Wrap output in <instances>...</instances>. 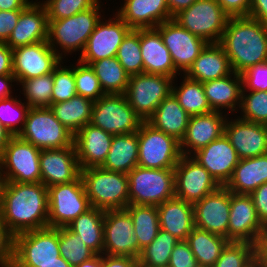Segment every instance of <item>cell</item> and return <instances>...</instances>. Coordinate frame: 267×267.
<instances>
[{
    "instance_id": "003e7915",
    "label": "cell",
    "mask_w": 267,
    "mask_h": 267,
    "mask_svg": "<svg viewBox=\"0 0 267 267\" xmlns=\"http://www.w3.org/2000/svg\"><path fill=\"white\" fill-rule=\"evenodd\" d=\"M12 137L11 134L4 128V126L0 123V154L3 149L6 147L9 139Z\"/></svg>"
},
{
    "instance_id": "9c48e42d",
    "label": "cell",
    "mask_w": 267,
    "mask_h": 267,
    "mask_svg": "<svg viewBox=\"0 0 267 267\" xmlns=\"http://www.w3.org/2000/svg\"><path fill=\"white\" fill-rule=\"evenodd\" d=\"M49 227H67L92 208L81 176L70 183L47 187Z\"/></svg>"
},
{
    "instance_id": "7402d4cb",
    "label": "cell",
    "mask_w": 267,
    "mask_h": 267,
    "mask_svg": "<svg viewBox=\"0 0 267 267\" xmlns=\"http://www.w3.org/2000/svg\"><path fill=\"white\" fill-rule=\"evenodd\" d=\"M193 154L220 186L228 183L240 160L225 134Z\"/></svg>"
},
{
    "instance_id": "484cf974",
    "label": "cell",
    "mask_w": 267,
    "mask_h": 267,
    "mask_svg": "<svg viewBox=\"0 0 267 267\" xmlns=\"http://www.w3.org/2000/svg\"><path fill=\"white\" fill-rule=\"evenodd\" d=\"M112 134L90 123L74 135V146L81 170L100 167L109 153Z\"/></svg>"
},
{
    "instance_id": "277c9868",
    "label": "cell",
    "mask_w": 267,
    "mask_h": 267,
    "mask_svg": "<svg viewBox=\"0 0 267 267\" xmlns=\"http://www.w3.org/2000/svg\"><path fill=\"white\" fill-rule=\"evenodd\" d=\"M99 1L87 10L61 20H48V44L61 58L62 54L55 47L59 45L63 52L84 50L87 40L101 20Z\"/></svg>"
},
{
    "instance_id": "e575fe53",
    "label": "cell",
    "mask_w": 267,
    "mask_h": 267,
    "mask_svg": "<svg viewBox=\"0 0 267 267\" xmlns=\"http://www.w3.org/2000/svg\"><path fill=\"white\" fill-rule=\"evenodd\" d=\"M104 213L105 210L92 207L67 226L97 255H103Z\"/></svg>"
},
{
    "instance_id": "d4e9b609",
    "label": "cell",
    "mask_w": 267,
    "mask_h": 267,
    "mask_svg": "<svg viewBox=\"0 0 267 267\" xmlns=\"http://www.w3.org/2000/svg\"><path fill=\"white\" fill-rule=\"evenodd\" d=\"M226 120L221 111L190 116L185 136L180 142L182 155L190 156L191 151L195 153L220 138L224 134Z\"/></svg>"
},
{
    "instance_id": "4316f807",
    "label": "cell",
    "mask_w": 267,
    "mask_h": 267,
    "mask_svg": "<svg viewBox=\"0 0 267 267\" xmlns=\"http://www.w3.org/2000/svg\"><path fill=\"white\" fill-rule=\"evenodd\" d=\"M117 15L131 29L156 28L173 18L166 0H125Z\"/></svg>"
},
{
    "instance_id": "9f6ffc18",
    "label": "cell",
    "mask_w": 267,
    "mask_h": 267,
    "mask_svg": "<svg viewBox=\"0 0 267 267\" xmlns=\"http://www.w3.org/2000/svg\"><path fill=\"white\" fill-rule=\"evenodd\" d=\"M252 0H217L229 17L248 16Z\"/></svg>"
},
{
    "instance_id": "83f0119b",
    "label": "cell",
    "mask_w": 267,
    "mask_h": 267,
    "mask_svg": "<svg viewBox=\"0 0 267 267\" xmlns=\"http://www.w3.org/2000/svg\"><path fill=\"white\" fill-rule=\"evenodd\" d=\"M140 48L144 73L175 78L177 70L171 54L155 28L140 29Z\"/></svg>"
},
{
    "instance_id": "30bf717a",
    "label": "cell",
    "mask_w": 267,
    "mask_h": 267,
    "mask_svg": "<svg viewBox=\"0 0 267 267\" xmlns=\"http://www.w3.org/2000/svg\"><path fill=\"white\" fill-rule=\"evenodd\" d=\"M173 81V78L162 74L131 75L124 95L141 120L147 121L172 93Z\"/></svg>"
},
{
    "instance_id": "8992f818",
    "label": "cell",
    "mask_w": 267,
    "mask_h": 267,
    "mask_svg": "<svg viewBox=\"0 0 267 267\" xmlns=\"http://www.w3.org/2000/svg\"><path fill=\"white\" fill-rule=\"evenodd\" d=\"M18 137L40 150L74 145V135L56 119L50 108L30 107Z\"/></svg>"
},
{
    "instance_id": "ba28073f",
    "label": "cell",
    "mask_w": 267,
    "mask_h": 267,
    "mask_svg": "<svg viewBox=\"0 0 267 267\" xmlns=\"http://www.w3.org/2000/svg\"><path fill=\"white\" fill-rule=\"evenodd\" d=\"M59 228L45 227L14 236L12 267H39V264L57 261Z\"/></svg>"
},
{
    "instance_id": "816d5d0a",
    "label": "cell",
    "mask_w": 267,
    "mask_h": 267,
    "mask_svg": "<svg viewBox=\"0 0 267 267\" xmlns=\"http://www.w3.org/2000/svg\"><path fill=\"white\" fill-rule=\"evenodd\" d=\"M243 89L267 91V62L254 65L241 74Z\"/></svg>"
},
{
    "instance_id": "52a82bcc",
    "label": "cell",
    "mask_w": 267,
    "mask_h": 267,
    "mask_svg": "<svg viewBox=\"0 0 267 267\" xmlns=\"http://www.w3.org/2000/svg\"><path fill=\"white\" fill-rule=\"evenodd\" d=\"M138 135V166L149 169H174L182 157L180 142L143 121Z\"/></svg>"
},
{
    "instance_id": "74e56055",
    "label": "cell",
    "mask_w": 267,
    "mask_h": 267,
    "mask_svg": "<svg viewBox=\"0 0 267 267\" xmlns=\"http://www.w3.org/2000/svg\"><path fill=\"white\" fill-rule=\"evenodd\" d=\"M125 210L132 218L134 236L137 238L140 255L141 250L155 239L160 230L157 206L129 204Z\"/></svg>"
},
{
    "instance_id": "cb8c5ba5",
    "label": "cell",
    "mask_w": 267,
    "mask_h": 267,
    "mask_svg": "<svg viewBox=\"0 0 267 267\" xmlns=\"http://www.w3.org/2000/svg\"><path fill=\"white\" fill-rule=\"evenodd\" d=\"M33 1L20 13L17 25L5 42L12 50L48 39V16L45 6Z\"/></svg>"
},
{
    "instance_id": "f546056e",
    "label": "cell",
    "mask_w": 267,
    "mask_h": 267,
    "mask_svg": "<svg viewBox=\"0 0 267 267\" xmlns=\"http://www.w3.org/2000/svg\"><path fill=\"white\" fill-rule=\"evenodd\" d=\"M160 229L179 240H186L194 226V206L173 197L157 206Z\"/></svg>"
},
{
    "instance_id": "a7ac6f4b",
    "label": "cell",
    "mask_w": 267,
    "mask_h": 267,
    "mask_svg": "<svg viewBox=\"0 0 267 267\" xmlns=\"http://www.w3.org/2000/svg\"><path fill=\"white\" fill-rule=\"evenodd\" d=\"M76 267H102V255H96L90 260L82 262Z\"/></svg>"
},
{
    "instance_id": "60d3db41",
    "label": "cell",
    "mask_w": 267,
    "mask_h": 267,
    "mask_svg": "<svg viewBox=\"0 0 267 267\" xmlns=\"http://www.w3.org/2000/svg\"><path fill=\"white\" fill-rule=\"evenodd\" d=\"M178 242L175 236L160 229L155 239L141 250L138 266L168 267L171 252Z\"/></svg>"
},
{
    "instance_id": "d590c367",
    "label": "cell",
    "mask_w": 267,
    "mask_h": 267,
    "mask_svg": "<svg viewBox=\"0 0 267 267\" xmlns=\"http://www.w3.org/2000/svg\"><path fill=\"white\" fill-rule=\"evenodd\" d=\"M93 101L76 95L68 101L50 105L56 119L61 122L73 135L90 123Z\"/></svg>"
},
{
    "instance_id": "ac0fdd59",
    "label": "cell",
    "mask_w": 267,
    "mask_h": 267,
    "mask_svg": "<svg viewBox=\"0 0 267 267\" xmlns=\"http://www.w3.org/2000/svg\"><path fill=\"white\" fill-rule=\"evenodd\" d=\"M107 22L100 20L97 23L78 61L90 65L94 61L116 57L120 44L131 28L117 14Z\"/></svg>"
},
{
    "instance_id": "bcb514c9",
    "label": "cell",
    "mask_w": 267,
    "mask_h": 267,
    "mask_svg": "<svg viewBox=\"0 0 267 267\" xmlns=\"http://www.w3.org/2000/svg\"><path fill=\"white\" fill-rule=\"evenodd\" d=\"M29 106L21 101L8 97L0 99V123L12 136H18L22 131ZM13 110V111H12ZM21 123V126H16Z\"/></svg>"
},
{
    "instance_id": "7c38bea8",
    "label": "cell",
    "mask_w": 267,
    "mask_h": 267,
    "mask_svg": "<svg viewBox=\"0 0 267 267\" xmlns=\"http://www.w3.org/2000/svg\"><path fill=\"white\" fill-rule=\"evenodd\" d=\"M40 153L31 143L12 136L0 154L4 182L40 183Z\"/></svg>"
},
{
    "instance_id": "ab89813d",
    "label": "cell",
    "mask_w": 267,
    "mask_h": 267,
    "mask_svg": "<svg viewBox=\"0 0 267 267\" xmlns=\"http://www.w3.org/2000/svg\"><path fill=\"white\" fill-rule=\"evenodd\" d=\"M179 88L172 86V94L180 106L190 115H201L212 112L208 104L202 83L188 77L183 78Z\"/></svg>"
},
{
    "instance_id": "7a4b0ae2",
    "label": "cell",
    "mask_w": 267,
    "mask_h": 267,
    "mask_svg": "<svg viewBox=\"0 0 267 267\" xmlns=\"http://www.w3.org/2000/svg\"><path fill=\"white\" fill-rule=\"evenodd\" d=\"M219 44L232 71L242 74L254 65L267 62V24L250 16L229 17Z\"/></svg>"
},
{
    "instance_id": "8d00e7d4",
    "label": "cell",
    "mask_w": 267,
    "mask_h": 267,
    "mask_svg": "<svg viewBox=\"0 0 267 267\" xmlns=\"http://www.w3.org/2000/svg\"><path fill=\"white\" fill-rule=\"evenodd\" d=\"M186 241L192 250L197 264L213 267L221 251L229 242L227 238L194 227Z\"/></svg>"
},
{
    "instance_id": "6125c7cd",
    "label": "cell",
    "mask_w": 267,
    "mask_h": 267,
    "mask_svg": "<svg viewBox=\"0 0 267 267\" xmlns=\"http://www.w3.org/2000/svg\"><path fill=\"white\" fill-rule=\"evenodd\" d=\"M248 16L267 24V0H252Z\"/></svg>"
},
{
    "instance_id": "44dd1931",
    "label": "cell",
    "mask_w": 267,
    "mask_h": 267,
    "mask_svg": "<svg viewBox=\"0 0 267 267\" xmlns=\"http://www.w3.org/2000/svg\"><path fill=\"white\" fill-rule=\"evenodd\" d=\"M262 228L251 196L230 192L228 240L255 245Z\"/></svg>"
},
{
    "instance_id": "680465c9",
    "label": "cell",
    "mask_w": 267,
    "mask_h": 267,
    "mask_svg": "<svg viewBox=\"0 0 267 267\" xmlns=\"http://www.w3.org/2000/svg\"><path fill=\"white\" fill-rule=\"evenodd\" d=\"M102 267H139L138 258L103 254Z\"/></svg>"
},
{
    "instance_id": "d6986e66",
    "label": "cell",
    "mask_w": 267,
    "mask_h": 267,
    "mask_svg": "<svg viewBox=\"0 0 267 267\" xmlns=\"http://www.w3.org/2000/svg\"><path fill=\"white\" fill-rule=\"evenodd\" d=\"M194 226L228 239L230 191L220 186L193 204Z\"/></svg>"
},
{
    "instance_id": "5bb4252c",
    "label": "cell",
    "mask_w": 267,
    "mask_h": 267,
    "mask_svg": "<svg viewBox=\"0 0 267 267\" xmlns=\"http://www.w3.org/2000/svg\"><path fill=\"white\" fill-rule=\"evenodd\" d=\"M175 197L194 204L220 185L193 157L182 155L174 168Z\"/></svg>"
},
{
    "instance_id": "8c879c8a",
    "label": "cell",
    "mask_w": 267,
    "mask_h": 267,
    "mask_svg": "<svg viewBox=\"0 0 267 267\" xmlns=\"http://www.w3.org/2000/svg\"><path fill=\"white\" fill-rule=\"evenodd\" d=\"M248 267H262V265L255 259Z\"/></svg>"
},
{
    "instance_id": "836d02e7",
    "label": "cell",
    "mask_w": 267,
    "mask_h": 267,
    "mask_svg": "<svg viewBox=\"0 0 267 267\" xmlns=\"http://www.w3.org/2000/svg\"><path fill=\"white\" fill-rule=\"evenodd\" d=\"M138 153L137 132L114 135L109 153L100 167L108 171L128 174L138 166Z\"/></svg>"
},
{
    "instance_id": "f35d334b",
    "label": "cell",
    "mask_w": 267,
    "mask_h": 267,
    "mask_svg": "<svg viewBox=\"0 0 267 267\" xmlns=\"http://www.w3.org/2000/svg\"><path fill=\"white\" fill-rule=\"evenodd\" d=\"M105 94H124L130 75L116 57L104 58L90 64Z\"/></svg>"
},
{
    "instance_id": "603a6c76",
    "label": "cell",
    "mask_w": 267,
    "mask_h": 267,
    "mask_svg": "<svg viewBox=\"0 0 267 267\" xmlns=\"http://www.w3.org/2000/svg\"><path fill=\"white\" fill-rule=\"evenodd\" d=\"M224 134L240 159L267 153V125L242 119L225 122Z\"/></svg>"
},
{
    "instance_id": "4fadbf2b",
    "label": "cell",
    "mask_w": 267,
    "mask_h": 267,
    "mask_svg": "<svg viewBox=\"0 0 267 267\" xmlns=\"http://www.w3.org/2000/svg\"><path fill=\"white\" fill-rule=\"evenodd\" d=\"M142 122L124 94H106L93 103L90 124L112 135L138 132Z\"/></svg>"
},
{
    "instance_id": "e0dca14e",
    "label": "cell",
    "mask_w": 267,
    "mask_h": 267,
    "mask_svg": "<svg viewBox=\"0 0 267 267\" xmlns=\"http://www.w3.org/2000/svg\"><path fill=\"white\" fill-rule=\"evenodd\" d=\"M13 51V75L16 82L52 73L62 58L48 44L38 42L15 48Z\"/></svg>"
},
{
    "instance_id": "f1b7e54d",
    "label": "cell",
    "mask_w": 267,
    "mask_h": 267,
    "mask_svg": "<svg viewBox=\"0 0 267 267\" xmlns=\"http://www.w3.org/2000/svg\"><path fill=\"white\" fill-rule=\"evenodd\" d=\"M232 72L223 47L219 43H208L184 76L203 83L226 77Z\"/></svg>"
},
{
    "instance_id": "e7e4bbea",
    "label": "cell",
    "mask_w": 267,
    "mask_h": 267,
    "mask_svg": "<svg viewBox=\"0 0 267 267\" xmlns=\"http://www.w3.org/2000/svg\"><path fill=\"white\" fill-rule=\"evenodd\" d=\"M169 13L172 17L178 14L183 9L189 8L197 0H166Z\"/></svg>"
},
{
    "instance_id": "c3c4849f",
    "label": "cell",
    "mask_w": 267,
    "mask_h": 267,
    "mask_svg": "<svg viewBox=\"0 0 267 267\" xmlns=\"http://www.w3.org/2000/svg\"><path fill=\"white\" fill-rule=\"evenodd\" d=\"M78 64L74 68L77 95L90 99L93 102L106 95L90 65H86L80 61H78Z\"/></svg>"
},
{
    "instance_id": "d6a6232c",
    "label": "cell",
    "mask_w": 267,
    "mask_h": 267,
    "mask_svg": "<svg viewBox=\"0 0 267 267\" xmlns=\"http://www.w3.org/2000/svg\"><path fill=\"white\" fill-rule=\"evenodd\" d=\"M241 85V74L235 72L226 77L202 83L209 106L212 111L218 112L221 111L219 108H228L230 112H233L237 104L240 109L243 89Z\"/></svg>"
},
{
    "instance_id": "7dc6e473",
    "label": "cell",
    "mask_w": 267,
    "mask_h": 267,
    "mask_svg": "<svg viewBox=\"0 0 267 267\" xmlns=\"http://www.w3.org/2000/svg\"><path fill=\"white\" fill-rule=\"evenodd\" d=\"M242 89L240 109L244 113L240 119L267 125V91H251L245 95Z\"/></svg>"
},
{
    "instance_id": "03108f58",
    "label": "cell",
    "mask_w": 267,
    "mask_h": 267,
    "mask_svg": "<svg viewBox=\"0 0 267 267\" xmlns=\"http://www.w3.org/2000/svg\"><path fill=\"white\" fill-rule=\"evenodd\" d=\"M14 81H16L14 75H0V99L11 97L10 87L12 84L10 82Z\"/></svg>"
},
{
    "instance_id": "91938a15",
    "label": "cell",
    "mask_w": 267,
    "mask_h": 267,
    "mask_svg": "<svg viewBox=\"0 0 267 267\" xmlns=\"http://www.w3.org/2000/svg\"><path fill=\"white\" fill-rule=\"evenodd\" d=\"M12 61V49L5 42H0V75H13Z\"/></svg>"
},
{
    "instance_id": "8fae6325",
    "label": "cell",
    "mask_w": 267,
    "mask_h": 267,
    "mask_svg": "<svg viewBox=\"0 0 267 267\" xmlns=\"http://www.w3.org/2000/svg\"><path fill=\"white\" fill-rule=\"evenodd\" d=\"M173 19L207 43H219L229 16L217 0H197Z\"/></svg>"
},
{
    "instance_id": "3957f363",
    "label": "cell",
    "mask_w": 267,
    "mask_h": 267,
    "mask_svg": "<svg viewBox=\"0 0 267 267\" xmlns=\"http://www.w3.org/2000/svg\"><path fill=\"white\" fill-rule=\"evenodd\" d=\"M81 178L92 207L116 210L129 205L127 174L89 167L81 170Z\"/></svg>"
},
{
    "instance_id": "db71d44e",
    "label": "cell",
    "mask_w": 267,
    "mask_h": 267,
    "mask_svg": "<svg viewBox=\"0 0 267 267\" xmlns=\"http://www.w3.org/2000/svg\"><path fill=\"white\" fill-rule=\"evenodd\" d=\"M14 259V235L0 221V267H12Z\"/></svg>"
},
{
    "instance_id": "be15d7a7",
    "label": "cell",
    "mask_w": 267,
    "mask_h": 267,
    "mask_svg": "<svg viewBox=\"0 0 267 267\" xmlns=\"http://www.w3.org/2000/svg\"><path fill=\"white\" fill-rule=\"evenodd\" d=\"M30 3L28 0H0V11L24 10Z\"/></svg>"
},
{
    "instance_id": "b9f144b4",
    "label": "cell",
    "mask_w": 267,
    "mask_h": 267,
    "mask_svg": "<svg viewBox=\"0 0 267 267\" xmlns=\"http://www.w3.org/2000/svg\"><path fill=\"white\" fill-rule=\"evenodd\" d=\"M59 251L72 267L90 260L97 254L80 239V235L72 232L68 227L59 228Z\"/></svg>"
},
{
    "instance_id": "89a4df30",
    "label": "cell",
    "mask_w": 267,
    "mask_h": 267,
    "mask_svg": "<svg viewBox=\"0 0 267 267\" xmlns=\"http://www.w3.org/2000/svg\"><path fill=\"white\" fill-rule=\"evenodd\" d=\"M39 267H72L62 256L57 261L39 264Z\"/></svg>"
},
{
    "instance_id": "11a10c76",
    "label": "cell",
    "mask_w": 267,
    "mask_h": 267,
    "mask_svg": "<svg viewBox=\"0 0 267 267\" xmlns=\"http://www.w3.org/2000/svg\"><path fill=\"white\" fill-rule=\"evenodd\" d=\"M250 196L258 219L263 225L267 224V182L255 189Z\"/></svg>"
},
{
    "instance_id": "753ad0ef",
    "label": "cell",
    "mask_w": 267,
    "mask_h": 267,
    "mask_svg": "<svg viewBox=\"0 0 267 267\" xmlns=\"http://www.w3.org/2000/svg\"><path fill=\"white\" fill-rule=\"evenodd\" d=\"M50 0L45 1L44 3L41 4V6H45Z\"/></svg>"
},
{
    "instance_id": "1f68e13d",
    "label": "cell",
    "mask_w": 267,
    "mask_h": 267,
    "mask_svg": "<svg viewBox=\"0 0 267 267\" xmlns=\"http://www.w3.org/2000/svg\"><path fill=\"white\" fill-rule=\"evenodd\" d=\"M190 115L180 106L171 93L156 108L154 114L147 120L155 129L177 139L184 138Z\"/></svg>"
},
{
    "instance_id": "34e18365",
    "label": "cell",
    "mask_w": 267,
    "mask_h": 267,
    "mask_svg": "<svg viewBox=\"0 0 267 267\" xmlns=\"http://www.w3.org/2000/svg\"><path fill=\"white\" fill-rule=\"evenodd\" d=\"M196 267H210V266H205V265H197Z\"/></svg>"
},
{
    "instance_id": "4dcf8cb0",
    "label": "cell",
    "mask_w": 267,
    "mask_h": 267,
    "mask_svg": "<svg viewBox=\"0 0 267 267\" xmlns=\"http://www.w3.org/2000/svg\"><path fill=\"white\" fill-rule=\"evenodd\" d=\"M267 182V153L240 159L225 187L232 193L250 195Z\"/></svg>"
},
{
    "instance_id": "6da1fadb",
    "label": "cell",
    "mask_w": 267,
    "mask_h": 267,
    "mask_svg": "<svg viewBox=\"0 0 267 267\" xmlns=\"http://www.w3.org/2000/svg\"><path fill=\"white\" fill-rule=\"evenodd\" d=\"M0 221L15 236L49 226L48 190L40 183L4 182Z\"/></svg>"
},
{
    "instance_id": "f6af8a7d",
    "label": "cell",
    "mask_w": 267,
    "mask_h": 267,
    "mask_svg": "<svg viewBox=\"0 0 267 267\" xmlns=\"http://www.w3.org/2000/svg\"><path fill=\"white\" fill-rule=\"evenodd\" d=\"M255 259L254 244L229 241L213 267H248Z\"/></svg>"
},
{
    "instance_id": "5b68a950",
    "label": "cell",
    "mask_w": 267,
    "mask_h": 267,
    "mask_svg": "<svg viewBox=\"0 0 267 267\" xmlns=\"http://www.w3.org/2000/svg\"><path fill=\"white\" fill-rule=\"evenodd\" d=\"M127 176L129 204L158 206L175 197L174 169L136 166Z\"/></svg>"
},
{
    "instance_id": "2644e50d",
    "label": "cell",
    "mask_w": 267,
    "mask_h": 267,
    "mask_svg": "<svg viewBox=\"0 0 267 267\" xmlns=\"http://www.w3.org/2000/svg\"><path fill=\"white\" fill-rule=\"evenodd\" d=\"M1 163H0V195H1V189L3 188L4 185V178H3V174H2V168H1Z\"/></svg>"
},
{
    "instance_id": "ffe728a7",
    "label": "cell",
    "mask_w": 267,
    "mask_h": 267,
    "mask_svg": "<svg viewBox=\"0 0 267 267\" xmlns=\"http://www.w3.org/2000/svg\"><path fill=\"white\" fill-rule=\"evenodd\" d=\"M40 171L41 183L46 187L77 180L81 168L75 146L41 150Z\"/></svg>"
},
{
    "instance_id": "6f0895ef",
    "label": "cell",
    "mask_w": 267,
    "mask_h": 267,
    "mask_svg": "<svg viewBox=\"0 0 267 267\" xmlns=\"http://www.w3.org/2000/svg\"><path fill=\"white\" fill-rule=\"evenodd\" d=\"M23 10L0 11V42H6Z\"/></svg>"
},
{
    "instance_id": "f5cc1de1",
    "label": "cell",
    "mask_w": 267,
    "mask_h": 267,
    "mask_svg": "<svg viewBox=\"0 0 267 267\" xmlns=\"http://www.w3.org/2000/svg\"><path fill=\"white\" fill-rule=\"evenodd\" d=\"M197 261L186 240H179L170 255L168 267H196Z\"/></svg>"
},
{
    "instance_id": "9a60e30c",
    "label": "cell",
    "mask_w": 267,
    "mask_h": 267,
    "mask_svg": "<svg viewBox=\"0 0 267 267\" xmlns=\"http://www.w3.org/2000/svg\"><path fill=\"white\" fill-rule=\"evenodd\" d=\"M168 48L175 69L184 73L189 69L200 52L208 44L204 39L183 28L173 18L155 28Z\"/></svg>"
},
{
    "instance_id": "94428289",
    "label": "cell",
    "mask_w": 267,
    "mask_h": 267,
    "mask_svg": "<svg viewBox=\"0 0 267 267\" xmlns=\"http://www.w3.org/2000/svg\"><path fill=\"white\" fill-rule=\"evenodd\" d=\"M256 260L263 266L267 262V224L263 225L255 244Z\"/></svg>"
},
{
    "instance_id": "2e32d148",
    "label": "cell",
    "mask_w": 267,
    "mask_h": 267,
    "mask_svg": "<svg viewBox=\"0 0 267 267\" xmlns=\"http://www.w3.org/2000/svg\"><path fill=\"white\" fill-rule=\"evenodd\" d=\"M103 254L139 257V245L134 236L133 221L125 209L105 210Z\"/></svg>"
},
{
    "instance_id": "7bdbcfd3",
    "label": "cell",
    "mask_w": 267,
    "mask_h": 267,
    "mask_svg": "<svg viewBox=\"0 0 267 267\" xmlns=\"http://www.w3.org/2000/svg\"><path fill=\"white\" fill-rule=\"evenodd\" d=\"M116 58L131 76L144 73L140 48V29H131L120 44Z\"/></svg>"
},
{
    "instance_id": "681fc988",
    "label": "cell",
    "mask_w": 267,
    "mask_h": 267,
    "mask_svg": "<svg viewBox=\"0 0 267 267\" xmlns=\"http://www.w3.org/2000/svg\"><path fill=\"white\" fill-rule=\"evenodd\" d=\"M52 104L68 101L77 95L74 66L66 68L59 64L53 71Z\"/></svg>"
},
{
    "instance_id": "ee69618b",
    "label": "cell",
    "mask_w": 267,
    "mask_h": 267,
    "mask_svg": "<svg viewBox=\"0 0 267 267\" xmlns=\"http://www.w3.org/2000/svg\"><path fill=\"white\" fill-rule=\"evenodd\" d=\"M27 105L33 108H49L52 104L53 72L20 82Z\"/></svg>"
},
{
    "instance_id": "f907efd6",
    "label": "cell",
    "mask_w": 267,
    "mask_h": 267,
    "mask_svg": "<svg viewBox=\"0 0 267 267\" xmlns=\"http://www.w3.org/2000/svg\"><path fill=\"white\" fill-rule=\"evenodd\" d=\"M98 0H50L45 8L48 20H61L92 8Z\"/></svg>"
}]
</instances>
